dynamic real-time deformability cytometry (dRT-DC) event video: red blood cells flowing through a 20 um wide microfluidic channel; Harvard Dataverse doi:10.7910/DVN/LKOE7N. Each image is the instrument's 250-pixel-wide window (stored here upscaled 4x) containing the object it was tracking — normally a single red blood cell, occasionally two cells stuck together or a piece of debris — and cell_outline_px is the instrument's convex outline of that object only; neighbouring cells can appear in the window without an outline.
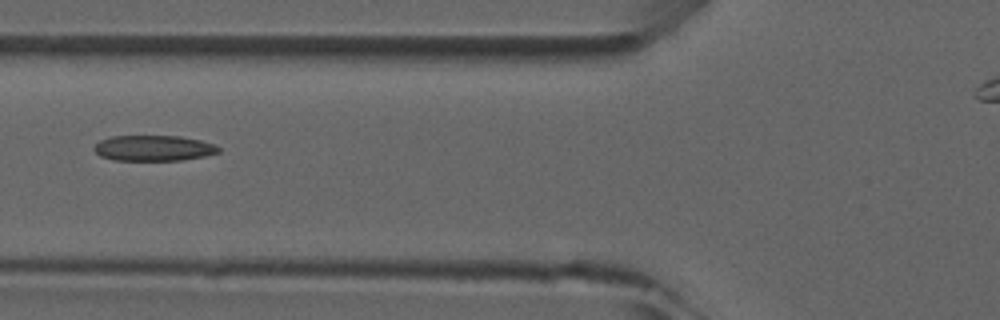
{"species": "common noctule bat (a hibernating species)", "species_latin": "Nyctalus noctula", "temperature_condition": "room temperature", "stored_images_in_passage": 2, "camera_frame_rate_fps": 3000, "um_per_image_px": 0.085, "animal": {"sex": "male", "forearm_length_mm": 52.5}, "frame": {"image": 1, "passage_image": 2, "time_ms": 1.0, "image_size_px": [1000, 320], "cell_outline_px": [[220, 152], [204, 156], [180, 160], [112, 160], [100, 156], [92, 148], [100, 140], [112, 136], [180, 136], [200, 140], [216, 144], [220, 148]], "centroid_in_image_um": [13.06, 12.59], "position_along_channel_um": 112.7, "area_um2": 18.61}}